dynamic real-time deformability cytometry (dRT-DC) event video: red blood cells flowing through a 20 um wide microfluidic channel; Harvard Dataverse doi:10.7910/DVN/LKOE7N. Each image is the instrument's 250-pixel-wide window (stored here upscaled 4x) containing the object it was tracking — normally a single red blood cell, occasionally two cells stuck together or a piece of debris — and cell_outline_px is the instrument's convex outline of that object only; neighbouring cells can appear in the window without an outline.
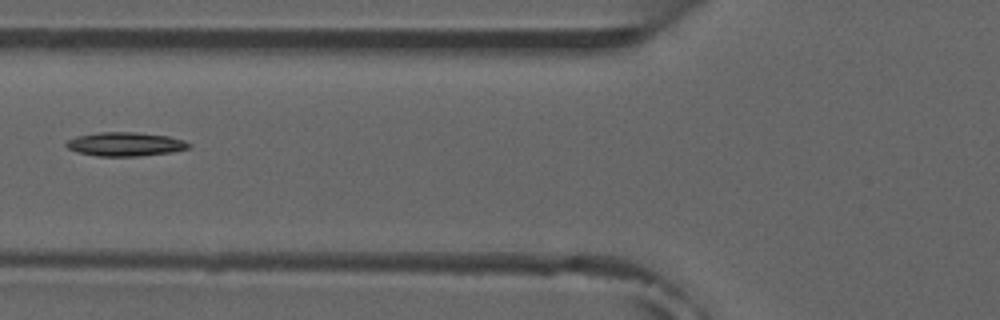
{"species": "common noctule bat (a hibernating species)", "species_latin": "Nyctalus noctula", "temperature_condition": "room temperature", "stored_images_in_passage": 5, "camera_frame_rate_fps": 3000, "um_per_image_px": 0.085, "animal": {"sex": "male", "forearm_length_mm": 52.5}, "frame": {"image": 1, "passage_image": 5, "time_ms": 4.667, "image_size_px": [1000, 320], "cell_outline_px": [[192, 144], [188, 148], [172, 152], [136, 156], [96, 156], [80, 152], [68, 148], [64, 144], [68, 140], [76, 136], [100, 132], [136, 132], [168, 136], [184, 140]], "centroid_in_image_um": [10.66, 12.25], "position_along_channel_um": 115.1, "area_um2": 16.94}}